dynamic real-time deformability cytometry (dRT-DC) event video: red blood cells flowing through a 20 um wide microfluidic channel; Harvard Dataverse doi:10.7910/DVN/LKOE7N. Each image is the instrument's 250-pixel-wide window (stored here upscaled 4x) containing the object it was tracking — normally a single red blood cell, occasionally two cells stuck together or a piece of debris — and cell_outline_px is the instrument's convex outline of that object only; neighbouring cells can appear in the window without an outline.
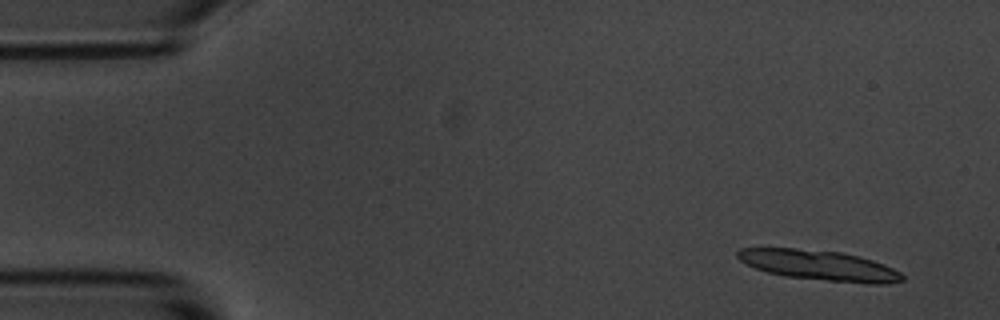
{"species": "common noctule bat (a hibernating species)", "species_latin": "Nyctalus noctula", "temperature_condition": "room temperature", "stored_images_in_passage": 8, "segment_of_instrument_passage": [1, 2], "camera_frame_rate_fps": 3000, "um_per_image_px": 0.085, "animal": {"sex": "male", "body_mass_g": 20.1, "forearm_length_mm": 53.5}, "frame": {"image": 1, "passage_image": 1, "time_ms": 0.0, "image_size_px": [1000, 320], "cell_outline_px": [[904, 280], [888, 284], [868, 284], [784, 276], [768, 272], [756, 268], [740, 260], [736, 256], [736, 252], [740, 248], [796, 248], [844, 252], [860, 256], [884, 264], [900, 272], [904, 276]], "centroid_in_image_um": [69.67, 22.55], "position_along_channel_um": 15.3, "area_um2": 29.02}}